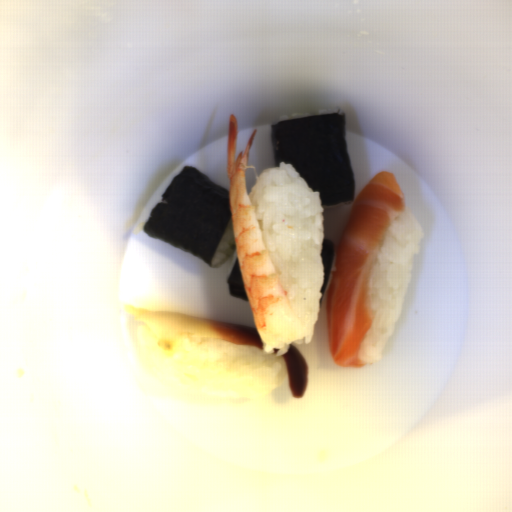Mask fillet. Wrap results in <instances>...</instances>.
<instances>
[{"instance_id": "obj_3", "label": "fillet", "mask_w": 512, "mask_h": 512, "mask_svg": "<svg viewBox=\"0 0 512 512\" xmlns=\"http://www.w3.org/2000/svg\"><path fill=\"white\" fill-rule=\"evenodd\" d=\"M289 351L282 354L285 361L292 398L304 397L308 382V363L298 348L291 342Z\"/></svg>"}, {"instance_id": "obj_1", "label": "fillet", "mask_w": 512, "mask_h": 512, "mask_svg": "<svg viewBox=\"0 0 512 512\" xmlns=\"http://www.w3.org/2000/svg\"><path fill=\"white\" fill-rule=\"evenodd\" d=\"M406 205L394 171L383 170L360 190L348 211L324 299L331 357L338 367H365L362 346L376 321L368 281L382 244Z\"/></svg>"}, {"instance_id": "obj_2", "label": "fillet", "mask_w": 512, "mask_h": 512, "mask_svg": "<svg viewBox=\"0 0 512 512\" xmlns=\"http://www.w3.org/2000/svg\"><path fill=\"white\" fill-rule=\"evenodd\" d=\"M124 308L138 319L165 358H172L181 344L191 338L253 345L263 350L264 342L257 327L175 311L143 309L131 305Z\"/></svg>"}]
</instances>
